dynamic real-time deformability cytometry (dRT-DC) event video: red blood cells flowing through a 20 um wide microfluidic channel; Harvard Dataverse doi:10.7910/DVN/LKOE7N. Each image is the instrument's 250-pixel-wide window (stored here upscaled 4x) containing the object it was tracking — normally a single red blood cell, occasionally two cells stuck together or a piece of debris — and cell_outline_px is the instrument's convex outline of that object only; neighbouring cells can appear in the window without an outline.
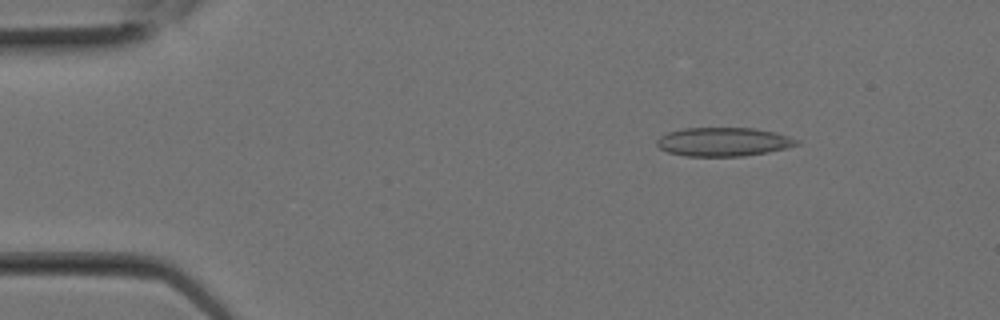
{"species": "Egyptian fruit bat (a non-hibernating species)", "species_latin": "Rousettus aegyptiacus", "temperature_condition": "room temperature", "stored_images_in_passage": 16, "camera_frame_rate_fps": 3000, "um_per_image_px": 0.085, "animal": {"sex": "female"}, "frame": {"image": 1, "passage_image": 3, "time_ms": 0.667, "image_size_px": [1000, 320], "cell_outline_px": [[800, 144], [768, 152], [744, 156], [684, 156], [668, 152], [660, 148], [656, 144], [656, 140], [660, 136], [668, 132], [684, 128], [752, 128], [776, 132], [800, 140]], "centroid_in_image_um": [61.49, 12.05], "position_along_channel_um": 23.5, "area_um2": 23.47}}
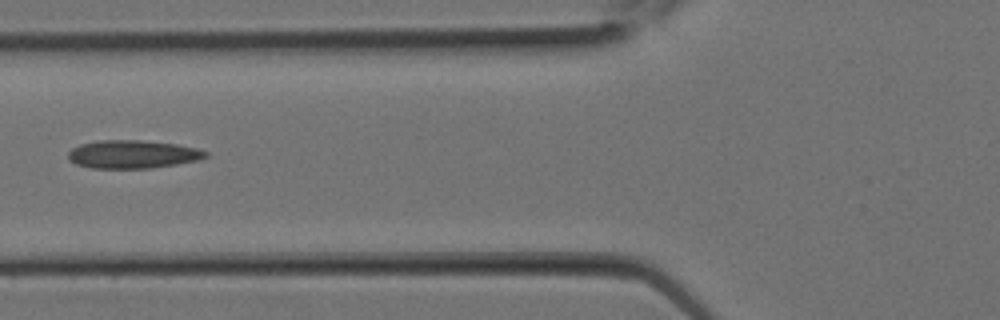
{"frame": {"image": 2, "passage_image": 9, "time_ms": 2.667, "image_size_px": [1000, 320], "cell_outline_px": [[208, 156], [196, 160], [176, 164], [152, 168], [92, 168], [76, 164], [68, 160], [68, 152], [72, 148], [80, 144], [96, 140], [140, 140], [176, 144], [196, 148], [208, 152]], "centroid_in_image_um": [11.24, 13.11], "position_along_channel_um": 114.6, "area_um2": 22.54}}
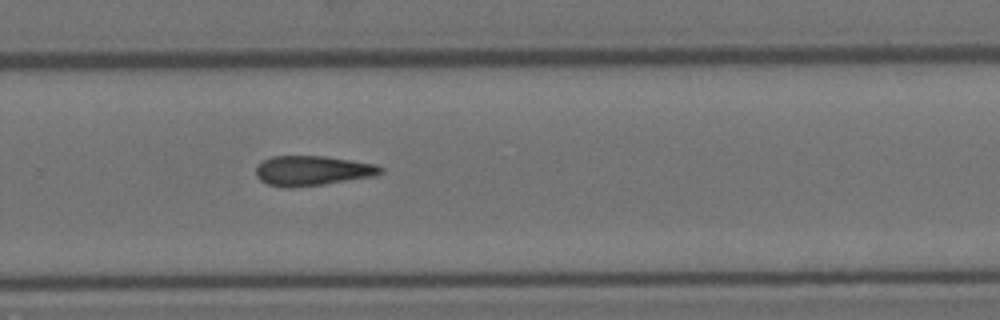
{"frame": {"image": 3, "passage_image": 16, "time_ms": 5.0, "image_size_px": [1000, 320], "cell_outline_px": [[384, 172], [376, 176], [324, 184], [288, 188], [284, 188], [268, 184], [260, 180], [256, 176], [256, 164], [272, 156], [324, 156], [376, 164], [384, 168]], "centroid_in_image_um": [26.56, 14.51], "position_along_channel_um": 303.2, "area_um2": 21.85}}